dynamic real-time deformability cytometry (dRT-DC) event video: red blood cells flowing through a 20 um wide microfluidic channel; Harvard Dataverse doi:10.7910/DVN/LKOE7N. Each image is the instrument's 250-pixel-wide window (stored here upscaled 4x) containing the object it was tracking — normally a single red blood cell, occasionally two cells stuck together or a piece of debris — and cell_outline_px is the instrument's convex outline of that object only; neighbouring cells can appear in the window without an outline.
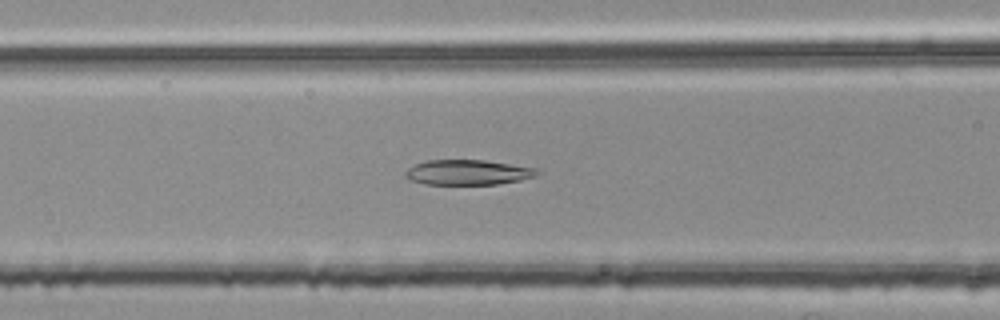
{"species": "common noctule bat (a hibernating species)", "species_latin": "Nyctalus noctula", "temperature_condition": "room temperature", "stored_images_in_passage": 44, "camera_frame_rate_fps": 3000, "um_per_image_px": 0.085, "animal": {"sex": "female", "body_mass_g": 25.1}, "frame": {"image": 1, "passage_image": 12, "time_ms": 3.667, "image_size_px": [1000, 320], "cell_outline_px": [[540, 172], [536, 176], [520, 180], [496, 184], [424, 184], [412, 180], [404, 176], [404, 172], [408, 168], [416, 164], [428, 160], [484, 160], [536, 168]], "centroid_in_image_um": [39.76, 14.65], "position_along_channel_um": 126.8, "area_um2": 19.13}}
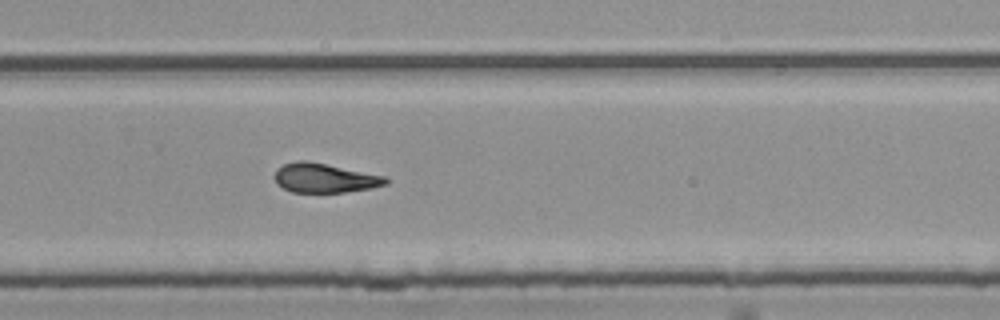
{"frame": {"image": 2, "passage_image": 26, "time_ms": 8.333, "image_size_px": [1000, 320], "cell_outline_px": [[388, 184], [372, 188], [344, 192], [292, 192], [276, 184], [276, 168], [284, 164], [300, 160], [304, 160], [388, 176]], "centroid_in_image_um": [27.63, 15.13], "position_along_channel_um": 302.2, "area_um2": 18.9}}
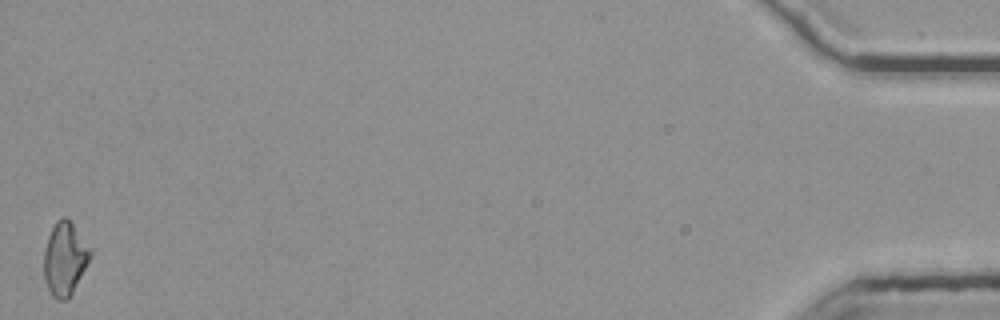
{"frame": {"image": 3, "passage_image": 44, "time_ms": 14.333, "image_size_px": [1000, 320], "cell_outline_px": [[92, 256], [68, 300], [56, 300], [52, 296], [44, 280], [44, 252], [48, 236], [56, 220], [64, 216], [72, 224], [92, 248]], "centroid_in_image_um": [5.52, 22.01], "position_along_channel_um": 429.7, "area_um2": 19.83}, "authors_computed_cell_mechanics": {"area_um2": 19.5653, "velocity_mm_per_s": 3.7701, "shape_relaxation_time_tau1_ms": 8.6192, "shape_relaxation_time_tau2_ms": 3.87, "deformation_change_tau1": 0.2192, "deformation_change_tau2": 0.1251}}